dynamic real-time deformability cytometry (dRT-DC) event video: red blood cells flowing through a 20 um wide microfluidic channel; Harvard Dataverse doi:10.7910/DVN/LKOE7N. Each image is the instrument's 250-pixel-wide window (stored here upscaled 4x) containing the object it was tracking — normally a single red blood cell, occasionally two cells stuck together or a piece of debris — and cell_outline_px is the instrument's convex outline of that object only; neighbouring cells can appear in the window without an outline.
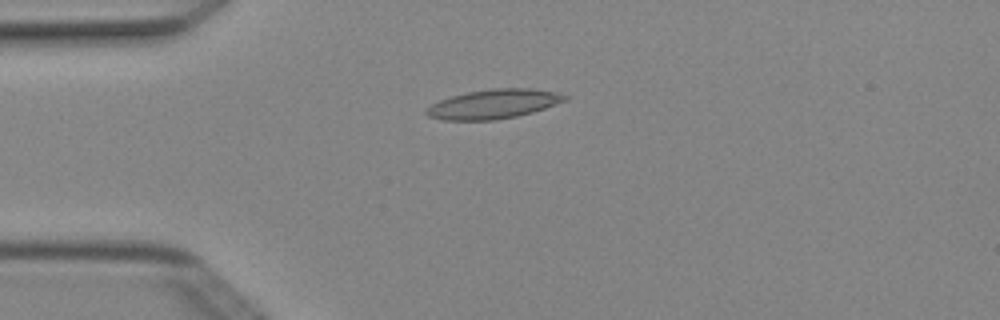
{"species": "Egyptian fruit bat (a non-hibernating species)", "species_latin": "Rousettus aegyptiacus", "temperature_condition": "cold", "stored_images_in_passage": 4, "camera_frame_rate_fps": 3000, "um_per_image_px": 0.085, "animal": {"sex": "female"}, "frame": {"image": 1, "passage_image": 3, "time_ms": 0.667, "image_size_px": [1000, 320], "cell_outline_px": [[572, 96], [568, 100], [532, 112], [516, 116], [496, 120], [444, 120], [428, 116], [424, 112], [424, 108], [440, 100], [452, 96], [468, 92], [492, 88], [532, 88], [556, 92]], "centroid_in_image_um": [41.97, 8.84], "position_along_channel_um": 43.0, "area_um2": 23.76}}
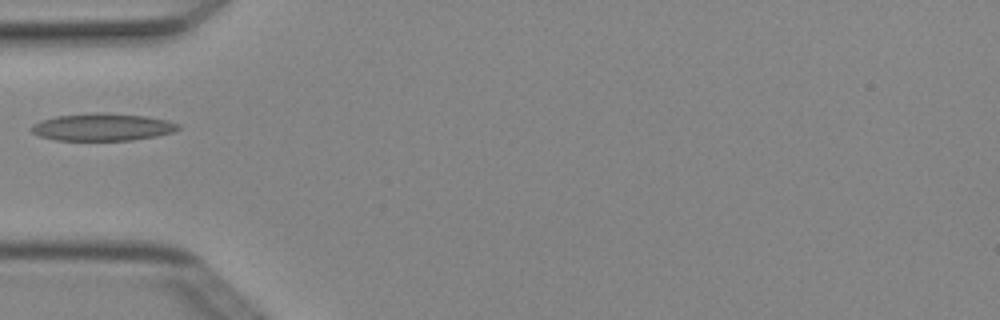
{"frame": {"image": 2, "passage_image": 4, "time_ms": 1.0, "image_size_px": [1000, 320], "cell_outline_px": [[180, 128], [172, 132], [156, 136], [132, 140], [56, 140], [40, 136], [32, 132], [28, 128], [32, 124], [40, 120], [56, 116], [96, 112], [100, 112], [148, 116], [168, 120], [180, 124]], "centroid_in_image_um": [8.7, 10.79], "position_along_channel_um": 76.3, "area_um2": 23.58}}